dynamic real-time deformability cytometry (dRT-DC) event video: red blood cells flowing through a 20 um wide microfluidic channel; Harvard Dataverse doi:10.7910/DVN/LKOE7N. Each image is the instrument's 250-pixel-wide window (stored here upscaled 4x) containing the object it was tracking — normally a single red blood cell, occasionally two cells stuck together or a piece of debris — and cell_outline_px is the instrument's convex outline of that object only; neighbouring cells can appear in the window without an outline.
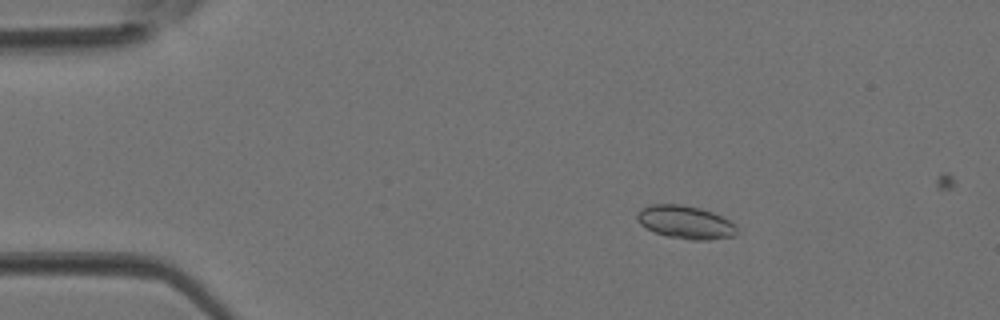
{"species": "Egyptian fruit bat (a non-hibernating species)", "species_latin": "Rousettus aegyptiacus", "temperature_condition": "room temperature", "stored_images_in_passage": 3, "camera_frame_rate_fps": 3000, "um_per_image_px": 0.085, "animal": {"sex": "female"}, "frame": {"image": 1, "passage_image": 1, "time_ms": 0.0, "image_size_px": [1000, 320], "cell_outline_px": [[736, 232], [732, 236], [708, 240], [688, 240], [668, 236], [656, 232], [640, 224], [636, 220], [636, 216], [640, 208], [652, 204], [680, 204], [700, 208], [712, 212], [728, 220], [736, 228]], "centroid_in_image_um": [58.21, 18.88], "position_along_channel_um": 26.8, "area_um2": 19.02}}